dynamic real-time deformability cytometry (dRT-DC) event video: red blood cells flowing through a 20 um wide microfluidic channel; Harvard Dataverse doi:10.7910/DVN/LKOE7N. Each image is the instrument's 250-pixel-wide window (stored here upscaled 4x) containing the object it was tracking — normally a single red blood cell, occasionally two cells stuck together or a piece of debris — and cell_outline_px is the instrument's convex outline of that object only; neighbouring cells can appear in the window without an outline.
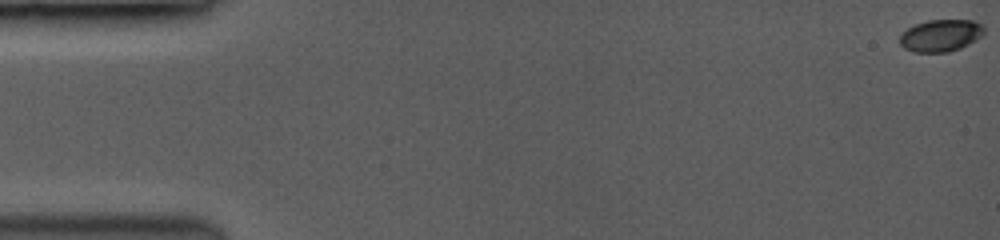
{"species": "common noctule bat (a hibernating species)", "species_latin": "Nyctalus noctula", "temperature_condition": "room temperature", "stored_images_in_passage": 48, "camera_frame_rate_fps": 3500, "um_per_image_px": 0.085, "animal": {"sex": "female", "body_mass_g": 19.0, "forearm_length_mm": 53.3}, "frame": {"image": 1, "passage_image": 1, "time_ms": 0.0, "image_size_px": [1000, 240], "cell_outline_px": [[984, 32], [980, 36], [960, 48], [944, 52], [916, 52], [904, 48], [900, 44], [900, 36], [908, 28], [916, 24], [928, 20], [972, 20], [980, 24], [984, 28]], "centroid_in_image_um": [79.94, 3.01], "position_along_channel_um": 5.1, "area_um2": 15.37}}
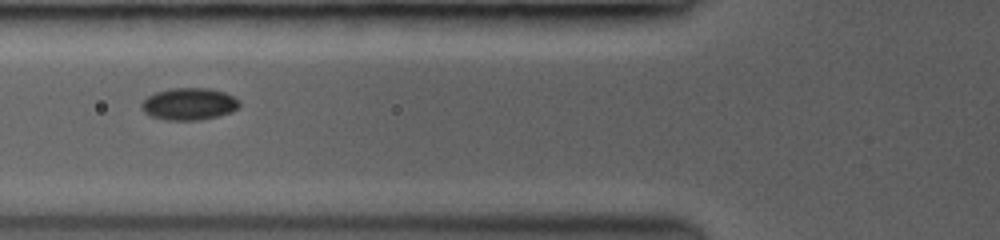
{"frame": {"image": 2, "passage_image": 28, "time_ms": 6.571, "image_size_px": [1000, 240], "cell_outline_px": [[240, 104], [232, 112], [200, 120], [168, 120], [152, 116], [144, 112], [140, 104], [148, 96], [156, 92], [176, 88], [208, 88], [224, 92], [232, 96]], "centroid_in_image_um": [16.05, 8.84], "position_along_channel_um": 109.7, "area_um2": 17.98}}
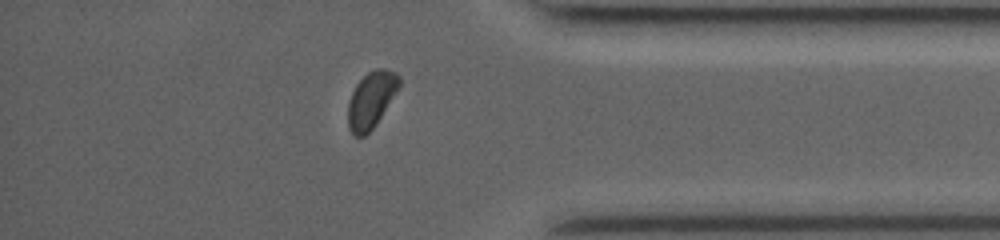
{"frame": {"image": 3, "passage_image": 43, "time_ms": 14.0, "image_size_px": [1000, 240], "cell_outline_px": [[400, 84], [376, 124], [364, 136], [356, 136], [348, 128], [348, 100], [356, 84], [368, 72], [376, 68], [384, 68], [396, 72], [400, 76]], "centroid_in_image_um": [31.54, 8.45], "position_along_channel_um": 403.7, "area_um2": 16.53}, "authors_computed_cell_mechanics": {"area_um2": 16.762, "velocity_mm_per_s": 4.055, "shape_relaxation_time_tau1_ms": 2.3041, "shape_relaxation_time_tau2_ms": null, "deformation_change_tau1": 0.0589, "deformation_change_tau2": null}}